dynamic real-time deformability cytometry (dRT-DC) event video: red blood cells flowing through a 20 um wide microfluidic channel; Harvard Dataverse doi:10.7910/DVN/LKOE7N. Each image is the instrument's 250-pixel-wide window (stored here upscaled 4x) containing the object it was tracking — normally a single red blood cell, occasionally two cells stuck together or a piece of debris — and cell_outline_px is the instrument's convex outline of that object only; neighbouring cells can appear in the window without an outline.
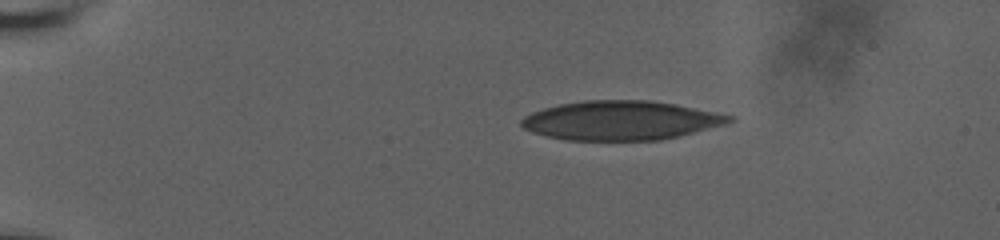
{"species": "human", "species_latin": "Homo sapiens", "temperature_condition": "room temperature", "stored_images_in_passage": 19, "camera_frame_rate_fps": 3000, "um_per_image_px": 0.085, "donor": {"sex": "male"}, "frame": {"image": 1, "passage_image": 2, "time_ms": 0.333, "image_size_px": [1000, 240], "cell_outline_px": [[736, 120], [724, 124], [660, 140], [564, 140], [532, 132], [524, 128], [520, 124], [520, 120], [524, 116], [532, 112], [544, 108], [560, 104], [584, 100], [648, 100], [672, 104], [716, 112], [736, 116]], "centroid_in_image_um": [52.74, 10.23], "position_along_channel_um": 32.3, "area_um2": 47.11}}
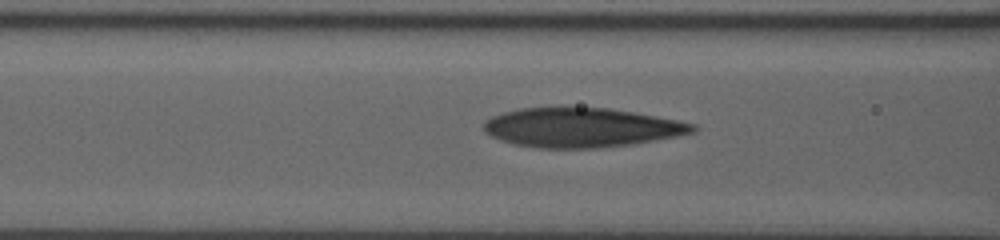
{"frame": {"image": 2, "passage_image": 14, "time_ms": 5.0, "image_size_px": [1000, 240], "cell_outline_px": [[696, 132], [676, 136], [628, 144], [592, 148], [540, 148], [516, 144], [492, 136], [484, 128], [484, 120], [492, 116], [504, 112], [520, 108], [560, 104], [608, 108], [632, 112], [676, 120], [696, 124]], "centroid_in_image_um": [49.38, 10.79], "position_along_channel_um": 117.2, "area_um2": 48.32}}
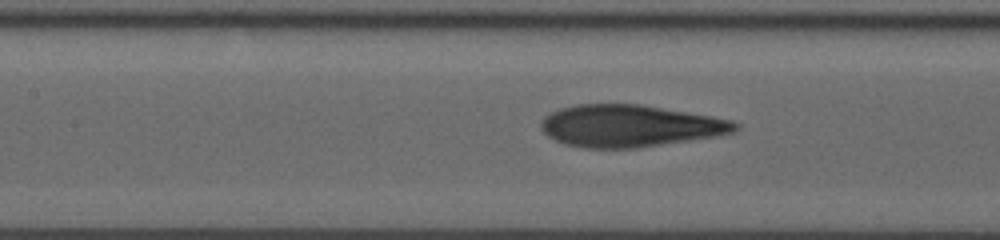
{"frame": {"image": 3, "passage_image": 17, "time_ms": 6.0, "image_size_px": [1000, 240], "cell_outline_px": [[740, 128], [736, 132], [716, 136], [636, 148], [584, 148], [564, 144], [548, 136], [544, 132], [540, 124], [544, 116], [560, 108], [576, 104], [640, 104], [712, 116], [732, 120], [740, 124]], "centroid_in_image_um": [53.55, 10.7], "position_along_channel_um": 153.8, "area_um2": 47.57}}